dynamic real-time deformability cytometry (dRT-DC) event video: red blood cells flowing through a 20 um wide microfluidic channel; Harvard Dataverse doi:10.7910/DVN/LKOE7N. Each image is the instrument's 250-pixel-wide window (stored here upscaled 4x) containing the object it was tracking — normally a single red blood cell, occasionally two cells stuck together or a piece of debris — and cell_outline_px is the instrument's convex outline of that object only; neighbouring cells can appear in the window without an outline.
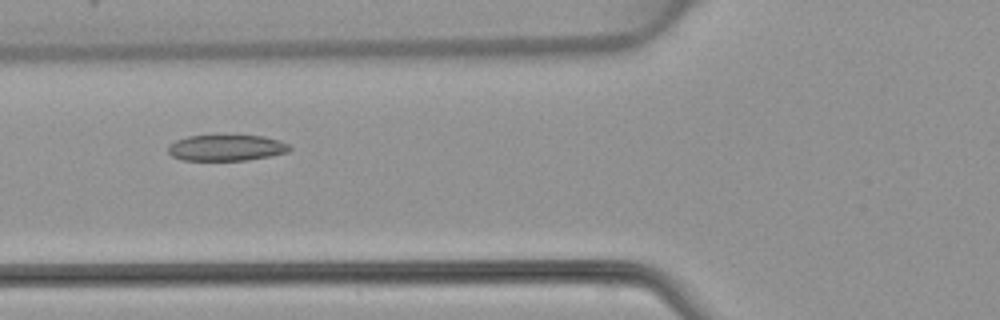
{"species": "common noctule bat (a hibernating species)", "species_latin": "Nyctalus noctula", "temperature_condition": "warm", "stored_images_in_passage": 5, "camera_frame_rate_fps": 3000, "um_per_image_px": 0.085, "animal": {"sex": "female", "body_mass_g": 22.7, "forearm_length_mm": 54.2}, "frame": {"image": 1, "passage_image": 5, "time_ms": 5.0, "image_size_px": [1000, 320], "cell_outline_px": [[292, 148], [288, 152], [272, 156], [248, 160], [184, 160], [172, 156], [168, 152], [168, 144], [176, 140], [188, 136], [264, 136], [280, 140], [288, 144]], "centroid_in_image_um": [19.26, 12.57], "position_along_channel_um": 106.5, "area_um2": 18.44}}